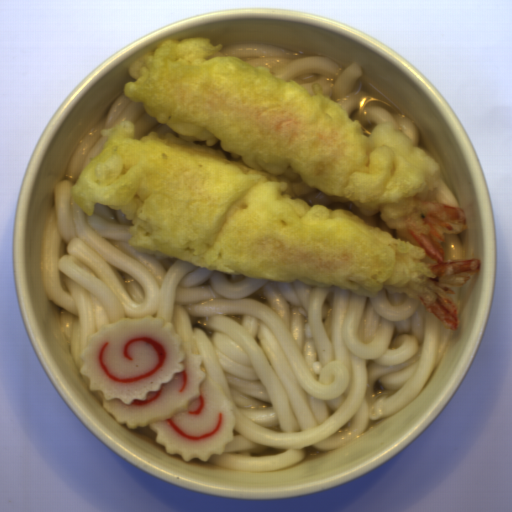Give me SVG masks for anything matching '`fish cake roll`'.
Instances as JSON below:
<instances>
[{
  "label": "fish cake roll",
  "mask_w": 512,
  "mask_h": 512,
  "mask_svg": "<svg viewBox=\"0 0 512 512\" xmlns=\"http://www.w3.org/2000/svg\"><path fill=\"white\" fill-rule=\"evenodd\" d=\"M78 359L104 411L131 429L148 425L169 455L208 462L233 441V403L172 322L120 317L88 334Z\"/></svg>",
  "instance_id": "fish-cake-roll-1"
}]
</instances>
